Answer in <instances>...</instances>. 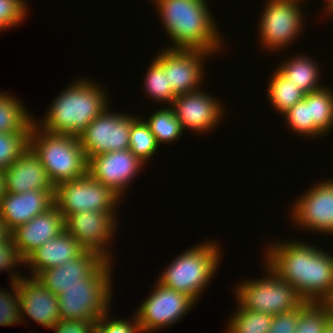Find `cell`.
<instances>
[{"label": "cell", "instance_id": "cell-1", "mask_svg": "<svg viewBox=\"0 0 333 333\" xmlns=\"http://www.w3.org/2000/svg\"><path fill=\"white\" fill-rule=\"evenodd\" d=\"M278 243L267 248L264 264L304 301L325 302L333 293V256L308 243Z\"/></svg>", "mask_w": 333, "mask_h": 333}, {"label": "cell", "instance_id": "cell-2", "mask_svg": "<svg viewBox=\"0 0 333 333\" xmlns=\"http://www.w3.org/2000/svg\"><path fill=\"white\" fill-rule=\"evenodd\" d=\"M173 43L169 49L220 51L222 38L205 0H153Z\"/></svg>", "mask_w": 333, "mask_h": 333}, {"label": "cell", "instance_id": "cell-3", "mask_svg": "<svg viewBox=\"0 0 333 333\" xmlns=\"http://www.w3.org/2000/svg\"><path fill=\"white\" fill-rule=\"evenodd\" d=\"M87 80L68 85L52 102L46 116L38 123L34 119L35 124L49 133L80 135L109 105L107 92Z\"/></svg>", "mask_w": 333, "mask_h": 333}, {"label": "cell", "instance_id": "cell-4", "mask_svg": "<svg viewBox=\"0 0 333 333\" xmlns=\"http://www.w3.org/2000/svg\"><path fill=\"white\" fill-rule=\"evenodd\" d=\"M29 147L40 159L55 187L87 173L88 160L76 135L49 133L33 121Z\"/></svg>", "mask_w": 333, "mask_h": 333}, {"label": "cell", "instance_id": "cell-5", "mask_svg": "<svg viewBox=\"0 0 333 333\" xmlns=\"http://www.w3.org/2000/svg\"><path fill=\"white\" fill-rule=\"evenodd\" d=\"M111 262L105 259L80 285L63 289L57 296L60 320L97 321L111 311Z\"/></svg>", "mask_w": 333, "mask_h": 333}, {"label": "cell", "instance_id": "cell-6", "mask_svg": "<svg viewBox=\"0 0 333 333\" xmlns=\"http://www.w3.org/2000/svg\"><path fill=\"white\" fill-rule=\"evenodd\" d=\"M218 245L209 241L184 251L160 274L158 282L187 294L197 303L219 267L221 251Z\"/></svg>", "mask_w": 333, "mask_h": 333}, {"label": "cell", "instance_id": "cell-7", "mask_svg": "<svg viewBox=\"0 0 333 333\" xmlns=\"http://www.w3.org/2000/svg\"><path fill=\"white\" fill-rule=\"evenodd\" d=\"M267 276L238 284L235 295L244 309L277 315L297 309L304 300L295 288L281 279L268 265ZM251 280V281H250Z\"/></svg>", "mask_w": 333, "mask_h": 333}, {"label": "cell", "instance_id": "cell-8", "mask_svg": "<svg viewBox=\"0 0 333 333\" xmlns=\"http://www.w3.org/2000/svg\"><path fill=\"white\" fill-rule=\"evenodd\" d=\"M120 198L112 189L86 173L80 178L58 184L54 203L66 219L71 214L83 211L114 212Z\"/></svg>", "mask_w": 333, "mask_h": 333}, {"label": "cell", "instance_id": "cell-9", "mask_svg": "<svg viewBox=\"0 0 333 333\" xmlns=\"http://www.w3.org/2000/svg\"><path fill=\"white\" fill-rule=\"evenodd\" d=\"M109 107L78 135L87 160L95 155L129 149L132 114L111 113Z\"/></svg>", "mask_w": 333, "mask_h": 333}, {"label": "cell", "instance_id": "cell-10", "mask_svg": "<svg viewBox=\"0 0 333 333\" xmlns=\"http://www.w3.org/2000/svg\"><path fill=\"white\" fill-rule=\"evenodd\" d=\"M258 27L260 42L266 49L281 50L293 43L302 31L301 3L298 0H268ZM278 48V49H277Z\"/></svg>", "mask_w": 333, "mask_h": 333}, {"label": "cell", "instance_id": "cell-11", "mask_svg": "<svg viewBox=\"0 0 333 333\" xmlns=\"http://www.w3.org/2000/svg\"><path fill=\"white\" fill-rule=\"evenodd\" d=\"M151 294L136 312L140 332L158 331L172 326L196 305L187 294L168 288L157 281Z\"/></svg>", "mask_w": 333, "mask_h": 333}, {"label": "cell", "instance_id": "cell-12", "mask_svg": "<svg viewBox=\"0 0 333 333\" xmlns=\"http://www.w3.org/2000/svg\"><path fill=\"white\" fill-rule=\"evenodd\" d=\"M115 213L116 211H83L71 214L65 219V230L85 250L96 252L111 261L112 252H108L107 245L112 242V236L117 230Z\"/></svg>", "mask_w": 333, "mask_h": 333}, {"label": "cell", "instance_id": "cell-13", "mask_svg": "<svg viewBox=\"0 0 333 333\" xmlns=\"http://www.w3.org/2000/svg\"><path fill=\"white\" fill-rule=\"evenodd\" d=\"M208 55L210 58L212 53L166 48L159 52L157 58L154 59L163 68L165 74H168V86H171L172 92L177 96L200 89L199 85L203 80V74H205L203 61Z\"/></svg>", "mask_w": 333, "mask_h": 333}, {"label": "cell", "instance_id": "cell-14", "mask_svg": "<svg viewBox=\"0 0 333 333\" xmlns=\"http://www.w3.org/2000/svg\"><path fill=\"white\" fill-rule=\"evenodd\" d=\"M143 164L129 149L106 152L88 159L87 173L122 198Z\"/></svg>", "mask_w": 333, "mask_h": 333}, {"label": "cell", "instance_id": "cell-15", "mask_svg": "<svg viewBox=\"0 0 333 333\" xmlns=\"http://www.w3.org/2000/svg\"><path fill=\"white\" fill-rule=\"evenodd\" d=\"M330 180L311 187L293 204L292 219L298 227L333 234V180Z\"/></svg>", "mask_w": 333, "mask_h": 333}, {"label": "cell", "instance_id": "cell-16", "mask_svg": "<svg viewBox=\"0 0 333 333\" xmlns=\"http://www.w3.org/2000/svg\"><path fill=\"white\" fill-rule=\"evenodd\" d=\"M200 89L191 93L179 94L172 101L171 108L180 121L182 130L190 129L202 134L209 132L221 121L224 112L222 104Z\"/></svg>", "mask_w": 333, "mask_h": 333}, {"label": "cell", "instance_id": "cell-17", "mask_svg": "<svg viewBox=\"0 0 333 333\" xmlns=\"http://www.w3.org/2000/svg\"><path fill=\"white\" fill-rule=\"evenodd\" d=\"M20 298V318L26 314L45 328L53 327L60 321L59 302L37 277L22 278L17 282ZM23 314V315H22Z\"/></svg>", "mask_w": 333, "mask_h": 333}, {"label": "cell", "instance_id": "cell-18", "mask_svg": "<svg viewBox=\"0 0 333 333\" xmlns=\"http://www.w3.org/2000/svg\"><path fill=\"white\" fill-rule=\"evenodd\" d=\"M65 230V219L54 204L45 213L15 228L11 237L19 254L25 260L34 250Z\"/></svg>", "mask_w": 333, "mask_h": 333}, {"label": "cell", "instance_id": "cell-19", "mask_svg": "<svg viewBox=\"0 0 333 333\" xmlns=\"http://www.w3.org/2000/svg\"><path fill=\"white\" fill-rule=\"evenodd\" d=\"M54 195L55 189H37L20 194L6 193L0 201V218L12 232L50 209L55 204Z\"/></svg>", "mask_w": 333, "mask_h": 333}, {"label": "cell", "instance_id": "cell-20", "mask_svg": "<svg viewBox=\"0 0 333 333\" xmlns=\"http://www.w3.org/2000/svg\"><path fill=\"white\" fill-rule=\"evenodd\" d=\"M105 259L98 253L85 250L78 258L45 269L36 277L53 294L58 296L63 289L80 285Z\"/></svg>", "mask_w": 333, "mask_h": 333}, {"label": "cell", "instance_id": "cell-21", "mask_svg": "<svg viewBox=\"0 0 333 333\" xmlns=\"http://www.w3.org/2000/svg\"><path fill=\"white\" fill-rule=\"evenodd\" d=\"M4 172L6 193L55 189L40 159L30 147Z\"/></svg>", "mask_w": 333, "mask_h": 333}, {"label": "cell", "instance_id": "cell-22", "mask_svg": "<svg viewBox=\"0 0 333 333\" xmlns=\"http://www.w3.org/2000/svg\"><path fill=\"white\" fill-rule=\"evenodd\" d=\"M85 249L66 230L59 236L45 242L34 250L26 259L24 264H30L31 277H36L45 269L53 268L78 258Z\"/></svg>", "mask_w": 333, "mask_h": 333}, {"label": "cell", "instance_id": "cell-23", "mask_svg": "<svg viewBox=\"0 0 333 333\" xmlns=\"http://www.w3.org/2000/svg\"><path fill=\"white\" fill-rule=\"evenodd\" d=\"M276 70L284 76L289 82L298 86L304 93L319 90L324 86L319 85V67L316 61L308 56L298 55L288 59L284 64L278 65ZM318 81V82H317Z\"/></svg>", "mask_w": 333, "mask_h": 333}, {"label": "cell", "instance_id": "cell-24", "mask_svg": "<svg viewBox=\"0 0 333 333\" xmlns=\"http://www.w3.org/2000/svg\"><path fill=\"white\" fill-rule=\"evenodd\" d=\"M24 108L15 95L0 93V133H30L34 120Z\"/></svg>", "mask_w": 333, "mask_h": 333}, {"label": "cell", "instance_id": "cell-25", "mask_svg": "<svg viewBox=\"0 0 333 333\" xmlns=\"http://www.w3.org/2000/svg\"><path fill=\"white\" fill-rule=\"evenodd\" d=\"M269 81L267 97L271 104L283 116L296 103L303 100L305 94L298 86L289 82L277 70L274 71Z\"/></svg>", "mask_w": 333, "mask_h": 333}, {"label": "cell", "instance_id": "cell-26", "mask_svg": "<svg viewBox=\"0 0 333 333\" xmlns=\"http://www.w3.org/2000/svg\"><path fill=\"white\" fill-rule=\"evenodd\" d=\"M309 113L311 122L323 135L331 131L333 127V92L328 86L309 92Z\"/></svg>", "mask_w": 333, "mask_h": 333}, {"label": "cell", "instance_id": "cell-27", "mask_svg": "<svg viewBox=\"0 0 333 333\" xmlns=\"http://www.w3.org/2000/svg\"><path fill=\"white\" fill-rule=\"evenodd\" d=\"M145 122L150 131L154 134L156 141L159 144L172 143L180 138L184 133L180 121L176 118L171 107L157 110L148 117Z\"/></svg>", "mask_w": 333, "mask_h": 333}, {"label": "cell", "instance_id": "cell-28", "mask_svg": "<svg viewBox=\"0 0 333 333\" xmlns=\"http://www.w3.org/2000/svg\"><path fill=\"white\" fill-rule=\"evenodd\" d=\"M331 316L326 302L304 301L294 333H323Z\"/></svg>", "mask_w": 333, "mask_h": 333}, {"label": "cell", "instance_id": "cell-29", "mask_svg": "<svg viewBox=\"0 0 333 333\" xmlns=\"http://www.w3.org/2000/svg\"><path fill=\"white\" fill-rule=\"evenodd\" d=\"M238 307L227 323L228 333H268L272 314L247 310L240 304Z\"/></svg>", "mask_w": 333, "mask_h": 333}, {"label": "cell", "instance_id": "cell-30", "mask_svg": "<svg viewBox=\"0 0 333 333\" xmlns=\"http://www.w3.org/2000/svg\"><path fill=\"white\" fill-rule=\"evenodd\" d=\"M154 134L150 131L145 120L137 118L131 126L129 136V150L143 163L147 162L158 149Z\"/></svg>", "mask_w": 333, "mask_h": 333}, {"label": "cell", "instance_id": "cell-31", "mask_svg": "<svg viewBox=\"0 0 333 333\" xmlns=\"http://www.w3.org/2000/svg\"><path fill=\"white\" fill-rule=\"evenodd\" d=\"M152 64L145 75L144 87L150 98L161 103H169L175 99L176 95L172 92L171 86H168V74H165L163 68L152 59Z\"/></svg>", "mask_w": 333, "mask_h": 333}, {"label": "cell", "instance_id": "cell-32", "mask_svg": "<svg viewBox=\"0 0 333 333\" xmlns=\"http://www.w3.org/2000/svg\"><path fill=\"white\" fill-rule=\"evenodd\" d=\"M286 118L287 126L296 132L298 135H305L316 138L322 136V133L313 125L310 120L309 113V93L305 94L303 100L296 103L286 113L283 114Z\"/></svg>", "mask_w": 333, "mask_h": 333}, {"label": "cell", "instance_id": "cell-33", "mask_svg": "<svg viewBox=\"0 0 333 333\" xmlns=\"http://www.w3.org/2000/svg\"><path fill=\"white\" fill-rule=\"evenodd\" d=\"M30 133H0V169L13 164L29 147Z\"/></svg>", "mask_w": 333, "mask_h": 333}, {"label": "cell", "instance_id": "cell-34", "mask_svg": "<svg viewBox=\"0 0 333 333\" xmlns=\"http://www.w3.org/2000/svg\"><path fill=\"white\" fill-rule=\"evenodd\" d=\"M10 283L13 292L9 293L0 289V325L3 326L23 322L20 318V298L17 282Z\"/></svg>", "mask_w": 333, "mask_h": 333}, {"label": "cell", "instance_id": "cell-35", "mask_svg": "<svg viewBox=\"0 0 333 333\" xmlns=\"http://www.w3.org/2000/svg\"><path fill=\"white\" fill-rule=\"evenodd\" d=\"M24 0H0V31L22 23L28 12Z\"/></svg>", "mask_w": 333, "mask_h": 333}, {"label": "cell", "instance_id": "cell-36", "mask_svg": "<svg viewBox=\"0 0 333 333\" xmlns=\"http://www.w3.org/2000/svg\"><path fill=\"white\" fill-rule=\"evenodd\" d=\"M21 262L24 263L25 260L21 257L18 249L15 247L12 237L0 244V271L7 270V272H9L11 270L13 272L10 274L11 282H19L23 278L24 275L20 276V273L14 271V269H16L15 265L17 266L19 263L21 264ZM12 268L14 269L12 270Z\"/></svg>", "mask_w": 333, "mask_h": 333}, {"label": "cell", "instance_id": "cell-37", "mask_svg": "<svg viewBox=\"0 0 333 333\" xmlns=\"http://www.w3.org/2000/svg\"><path fill=\"white\" fill-rule=\"evenodd\" d=\"M107 314L110 313L97 320L93 333H140L137 316L130 322L124 319L109 320Z\"/></svg>", "mask_w": 333, "mask_h": 333}, {"label": "cell", "instance_id": "cell-38", "mask_svg": "<svg viewBox=\"0 0 333 333\" xmlns=\"http://www.w3.org/2000/svg\"><path fill=\"white\" fill-rule=\"evenodd\" d=\"M300 315V306L288 312L273 315L268 333H294Z\"/></svg>", "mask_w": 333, "mask_h": 333}, {"label": "cell", "instance_id": "cell-39", "mask_svg": "<svg viewBox=\"0 0 333 333\" xmlns=\"http://www.w3.org/2000/svg\"><path fill=\"white\" fill-rule=\"evenodd\" d=\"M97 321L60 320L50 329L55 333H93Z\"/></svg>", "mask_w": 333, "mask_h": 333}, {"label": "cell", "instance_id": "cell-40", "mask_svg": "<svg viewBox=\"0 0 333 333\" xmlns=\"http://www.w3.org/2000/svg\"><path fill=\"white\" fill-rule=\"evenodd\" d=\"M11 231L7 227V225L3 222V220L0 218V244L6 242L11 238Z\"/></svg>", "mask_w": 333, "mask_h": 333}, {"label": "cell", "instance_id": "cell-41", "mask_svg": "<svg viewBox=\"0 0 333 333\" xmlns=\"http://www.w3.org/2000/svg\"><path fill=\"white\" fill-rule=\"evenodd\" d=\"M6 194L5 190V172L4 170L0 169V201Z\"/></svg>", "mask_w": 333, "mask_h": 333}, {"label": "cell", "instance_id": "cell-42", "mask_svg": "<svg viewBox=\"0 0 333 333\" xmlns=\"http://www.w3.org/2000/svg\"><path fill=\"white\" fill-rule=\"evenodd\" d=\"M323 333H333V316L330 317Z\"/></svg>", "mask_w": 333, "mask_h": 333}, {"label": "cell", "instance_id": "cell-43", "mask_svg": "<svg viewBox=\"0 0 333 333\" xmlns=\"http://www.w3.org/2000/svg\"><path fill=\"white\" fill-rule=\"evenodd\" d=\"M325 302L328 304L331 315L333 316V293Z\"/></svg>", "mask_w": 333, "mask_h": 333}, {"label": "cell", "instance_id": "cell-44", "mask_svg": "<svg viewBox=\"0 0 333 333\" xmlns=\"http://www.w3.org/2000/svg\"><path fill=\"white\" fill-rule=\"evenodd\" d=\"M325 10H327V11L325 12L326 14L328 13V15L330 14V16L333 15V2H332V4H331L328 8H326Z\"/></svg>", "mask_w": 333, "mask_h": 333}, {"label": "cell", "instance_id": "cell-45", "mask_svg": "<svg viewBox=\"0 0 333 333\" xmlns=\"http://www.w3.org/2000/svg\"><path fill=\"white\" fill-rule=\"evenodd\" d=\"M327 2L325 3V5H326V7L325 8H328L331 4H332V2H333V0H326Z\"/></svg>", "mask_w": 333, "mask_h": 333}]
</instances>
